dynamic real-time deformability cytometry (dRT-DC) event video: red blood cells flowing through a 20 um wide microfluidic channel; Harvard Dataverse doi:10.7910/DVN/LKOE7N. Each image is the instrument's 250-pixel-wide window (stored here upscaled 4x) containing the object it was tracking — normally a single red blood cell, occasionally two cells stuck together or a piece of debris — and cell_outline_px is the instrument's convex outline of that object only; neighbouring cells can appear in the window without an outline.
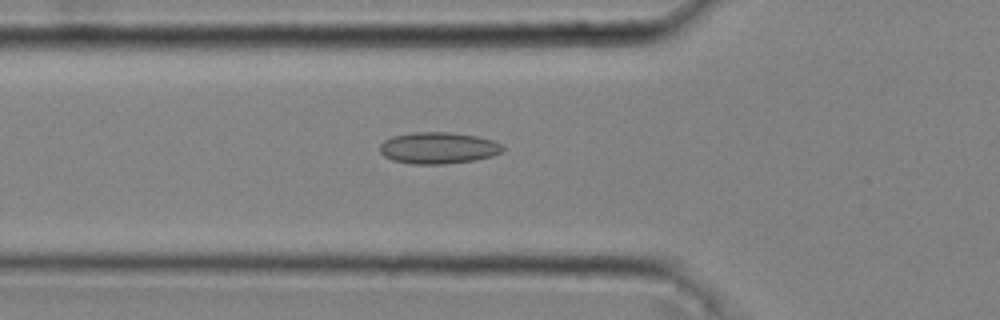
{"species": "common noctule bat (a hibernating species)", "species_latin": "Nyctalus noctula", "temperature_condition": "cold", "stored_images_in_passage": 45, "camera_frame_rate_fps": 3000, "um_per_image_px": 0.085, "animal": {"sex": "male", "body_mass_g": 20.4}, "frame": {"image": 1, "passage_image": 17, "time_ms": 5.333, "image_size_px": [1000, 320], "cell_outline_px": [[504, 148], [500, 152], [492, 156], [476, 160], [444, 164], [412, 164], [392, 160], [384, 156], [380, 152], [380, 144], [384, 140], [392, 136], [412, 132], [452, 132], [476, 136], [492, 140], [500, 144]], "centroid_in_image_um": [37.22, 12.57], "position_along_channel_um": 88.6, "area_um2": 22.66}}
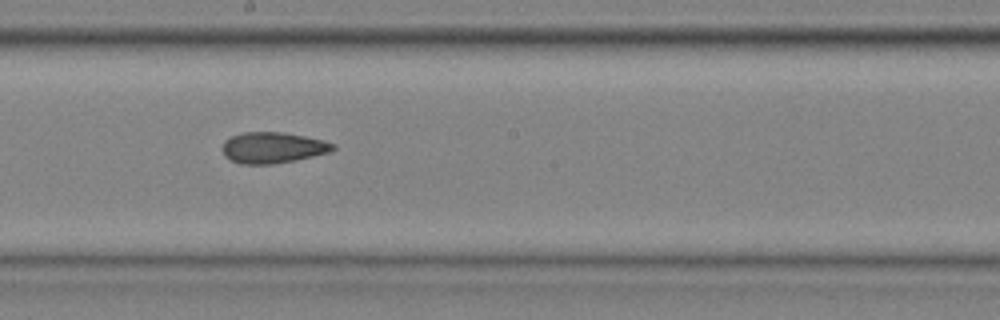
{"frame": {"image": 2, "passage_image": 27, "time_ms": 8.667, "image_size_px": [1000, 320], "cell_outline_px": [[336, 148], [332, 152], [272, 164], [240, 164], [224, 156], [220, 148], [224, 140], [232, 136], [244, 132], [284, 132], [324, 140], [336, 144]], "centroid_in_image_um": [23.17, 12.54], "position_along_channel_um": 225.0, "area_um2": 20.11}}
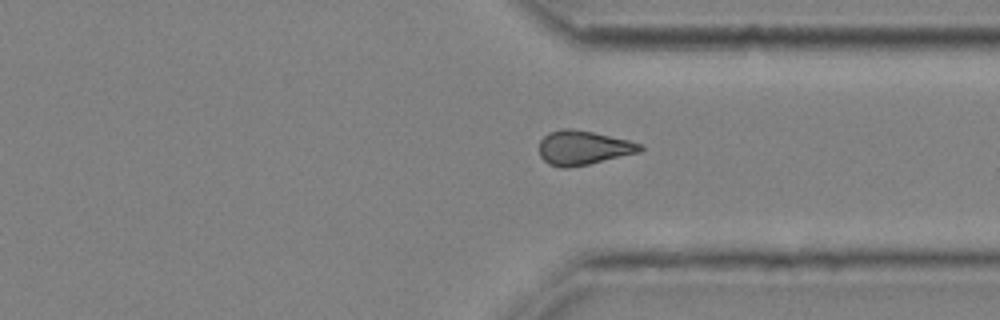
{"frame": {"image": 3, "passage_image": 37, "time_ms": 12.0, "image_size_px": [1000, 320], "cell_outline_px": [[644, 148], [640, 152], [588, 164], [568, 168], [560, 168], [548, 164], [540, 156], [540, 140], [548, 132], [564, 128], [568, 128], [592, 132], [628, 140], [644, 144]], "centroid_in_image_um": [49.57, 12.56], "position_along_channel_um": 361.8, "area_um2": 20.11}, "authors_computed_cell_mechanics": {"area_um2": 20.5768, "velocity_mm_per_s": 4.0847, "shape_relaxation_time_tau1_ms": null, "shape_relaxation_time_tau2_ms": 5.4053, "deformation_change_tau1": null, "deformation_change_tau2": 0.1458}}